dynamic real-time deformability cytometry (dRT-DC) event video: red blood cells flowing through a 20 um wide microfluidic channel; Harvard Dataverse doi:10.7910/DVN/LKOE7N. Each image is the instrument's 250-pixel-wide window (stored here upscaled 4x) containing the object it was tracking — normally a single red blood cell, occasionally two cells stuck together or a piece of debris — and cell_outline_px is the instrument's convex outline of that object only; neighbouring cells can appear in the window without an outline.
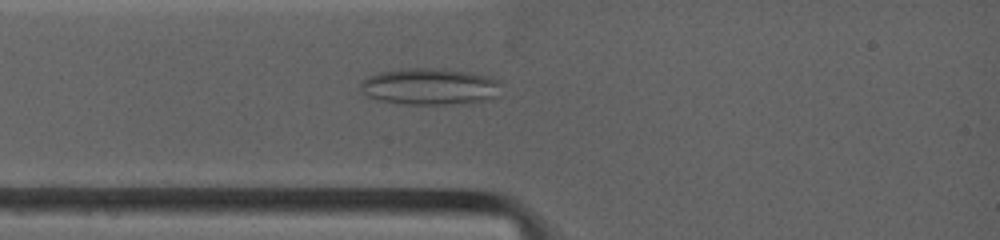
{"species": "common noctule bat (a hibernating species)", "species_latin": "Nyctalus noctula", "temperature_condition": "warm", "stored_images_in_passage": 60, "camera_frame_rate_fps": 4500, "um_per_image_px": 0.085, "animal": {"sex": "female", "body_mass_g": 19.0, "forearm_length_mm": 53.3}, "frame": {"image": 1, "passage_image": 6, "time_ms": 1.111, "image_size_px": [1000, 240], "cell_outline_px": [[500, 96], [484, 100], [444, 104], [408, 104], [376, 100], [368, 96], [360, 88], [360, 80], [368, 76], [380, 72], [408, 68], [440, 68], [468, 72], [500, 80]], "centroid_in_image_um": [36.51, 7.35], "position_along_channel_um": 48.5, "area_um2": 29.88}}
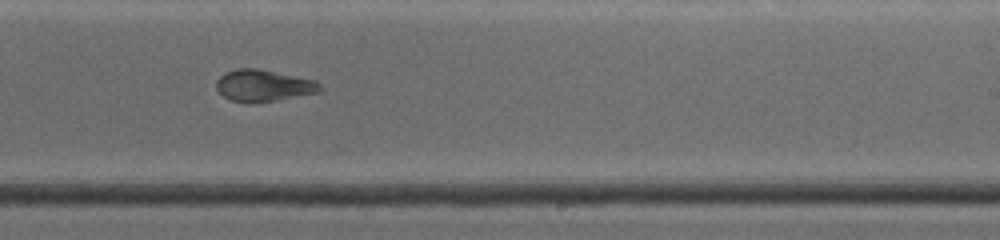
{"frame": {"image": 2, "passage_image": 35, "time_ms": 6.667, "image_size_px": [1000, 240], "cell_outline_px": [[324, 88], [320, 92], [276, 100], [252, 104], [232, 100], [224, 96], [216, 88], [216, 80], [224, 72], [236, 68], [256, 68], [316, 80]], "centroid_in_image_um": [22.4, 7.27], "position_along_channel_um": 266.6, "area_um2": 19.31}}
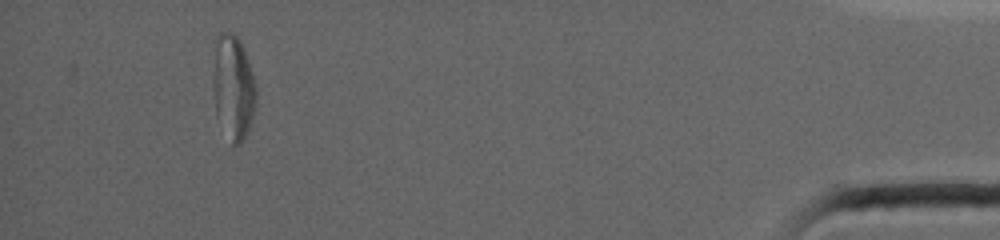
{"frame": {"image": 3, "passage_image": 60, "time_ms": 12.889, "image_size_px": [1000, 240], "cell_outline_px": [[256, 104], [248, 132], [240, 144], [232, 144], [216, 116], [212, 80], [212, 72], [216, 36], [220, 32], [232, 32], [240, 40], [244, 48], [256, 84]], "centroid_in_image_um": [19.81, 7.39], "position_along_channel_um": 415.4, "area_um2": 26.59}, "authors_computed_cell_mechanics": {"area_um2": 21.7906, "velocity_mm_per_s": 3.923, "shape_relaxation_time_tau1_ms": null, "shape_relaxation_time_tau2_ms": 1.8653, "deformation_change_tau1": null, "deformation_change_tau2": 0.0788}}